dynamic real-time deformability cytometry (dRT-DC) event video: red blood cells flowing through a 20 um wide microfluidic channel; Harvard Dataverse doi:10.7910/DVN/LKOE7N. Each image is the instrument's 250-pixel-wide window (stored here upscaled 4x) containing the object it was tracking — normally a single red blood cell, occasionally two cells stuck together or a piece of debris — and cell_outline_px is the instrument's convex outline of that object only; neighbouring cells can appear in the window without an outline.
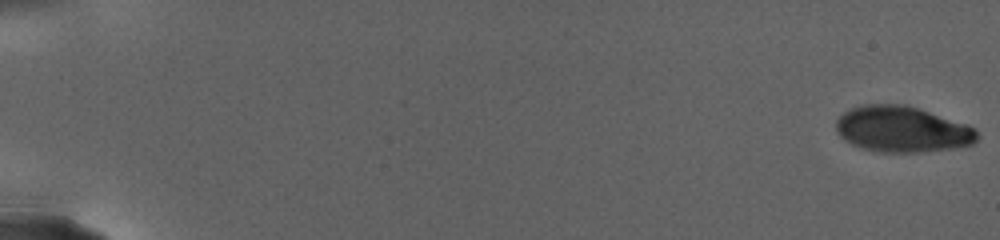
{"species": "human", "species_latin": "Homo sapiens", "temperature_condition": "warm", "stored_images_in_passage": 71, "camera_frame_rate_fps": 3000, "um_per_image_px": 0.085, "donor": {"sex": "female"}, "frame": {"image": 1, "passage_image": 1, "time_ms": 0.0, "image_size_px": [1000, 240], "cell_outline_px": [[980, 136], [972, 144], [952, 148], [920, 152], [880, 152], [864, 148], [852, 144], [844, 140], [840, 136], [836, 128], [836, 120], [844, 112], [852, 108], [864, 104], [904, 104], [968, 124]], "centroid_in_image_um": [76.67, 10.98], "position_along_channel_um": 8.3, "area_um2": 37.51}}
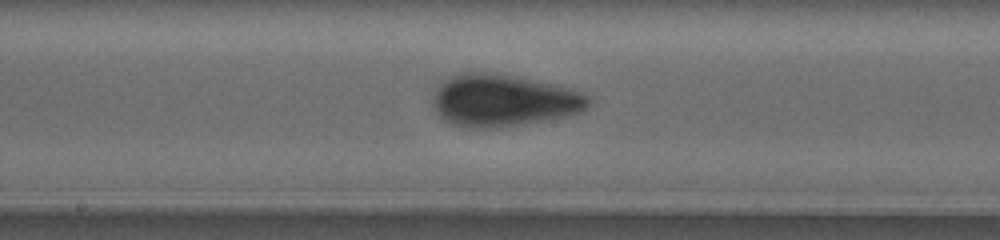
{"frame": {"image": 2, "passage_image": 41, "time_ms": 15.667, "image_size_px": [1000, 240], "cell_outline_px": [[592, 104], [588, 108], [580, 112], [564, 116], [520, 124], [492, 128], [464, 128], [452, 124], [444, 120], [436, 112], [432, 104], [432, 96], [436, 88], [444, 80], [452, 76], [464, 72], [484, 72], [516, 76], [564, 88], [588, 96], [592, 100]], "centroid_in_image_um": [42.71, 8.55], "position_along_channel_um": 205.5, "area_um2": 46.76}}
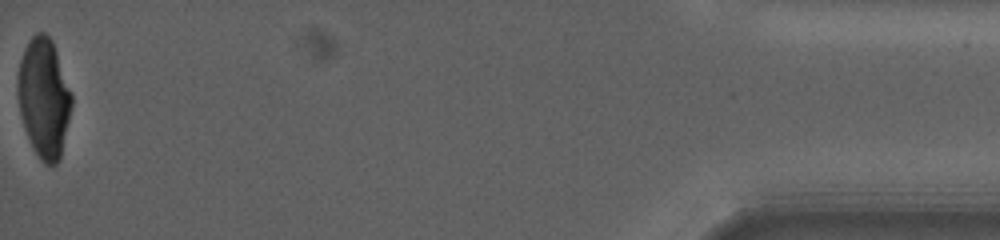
{"frame": {"image": 3, "passage_image": 71, "time_ms": 28.0, "image_size_px": [1000, 240], "cell_outline_px": [[72, 104], [60, 160], [56, 164], [44, 164], [40, 160], [32, 148], [24, 128], [20, 112], [16, 84], [20, 60], [24, 48], [28, 40], [36, 32], [44, 32], [52, 40], [72, 96]], "centroid_in_image_um": [3.71, 8.33], "position_along_channel_um": 431.5, "area_um2": 37.45}, "authors_computed_cell_mechanics": {"area_um2": 41.2692, "velocity_mm_per_s": 2.5263, "shape_relaxation_time_tau1_ms": 4.2601, "shape_relaxation_time_tau2_ms": 1.0399, "deformation_change_tau1": 0.1533, "deformation_change_tau2": 0.0576}}